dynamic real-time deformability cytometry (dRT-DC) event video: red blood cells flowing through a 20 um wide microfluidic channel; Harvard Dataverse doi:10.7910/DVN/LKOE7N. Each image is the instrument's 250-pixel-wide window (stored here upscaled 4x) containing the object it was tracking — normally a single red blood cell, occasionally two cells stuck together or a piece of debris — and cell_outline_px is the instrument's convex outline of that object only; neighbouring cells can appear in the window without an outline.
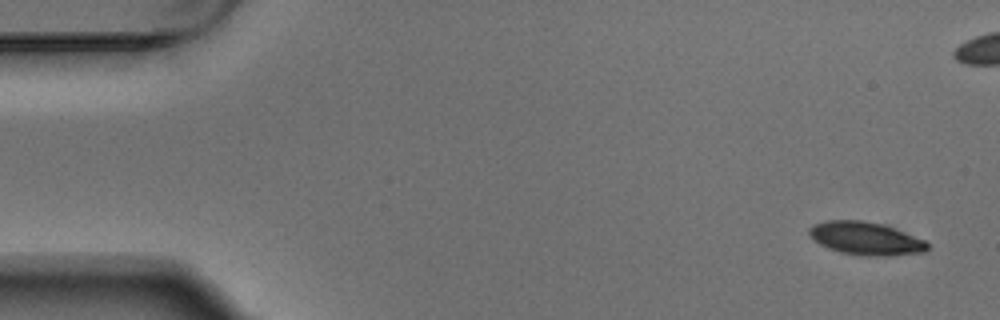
{"species": "Egyptian fruit bat (a non-hibernating species)", "species_latin": "Rousettus aegyptiacus", "temperature_condition": "warm", "stored_images_in_passage": 7, "camera_frame_rate_fps": 3000, "um_per_image_px": 0.085, "animal": {"sex": "male"}, "frame": {"image": 1, "passage_image": 1, "time_ms": 0.0, "image_size_px": [1000, 320], "cell_outline_px": [[928, 248], [924, 252], [884, 256], [860, 256], [840, 252], [828, 248], [820, 244], [808, 232], [808, 228], [812, 224], [824, 220], [860, 220], [880, 224], [892, 228], [924, 240], [928, 244]], "centroid_in_image_um": [73.53, 20.27], "position_along_channel_um": 11.5, "area_um2": 22.48}}
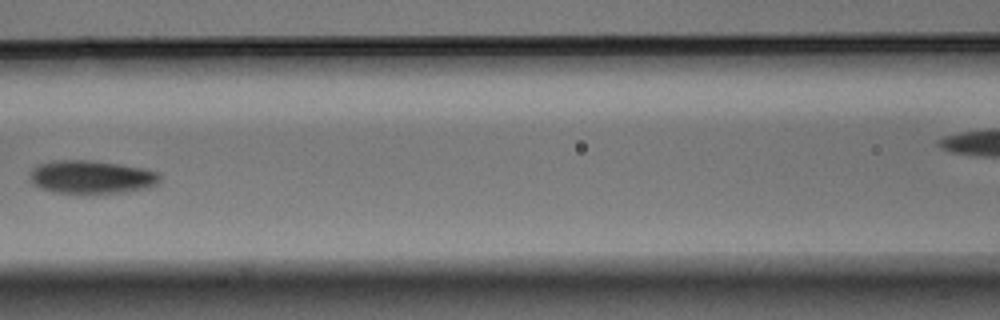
{"frame": {"image": 2, "passage_image": 6, "time_ms": 1.667, "image_size_px": [1000, 320], "cell_outline_px": [[160, 180], [156, 184], [148, 188], [124, 192], [84, 196], [52, 192], [40, 188], [32, 184], [28, 180], [28, 176], [32, 168], [36, 164], [52, 160], [92, 160], [144, 168], [160, 172]], "centroid_in_image_um": [7.71, 15.08], "position_along_channel_um": 158.9, "area_um2": 26.36}}
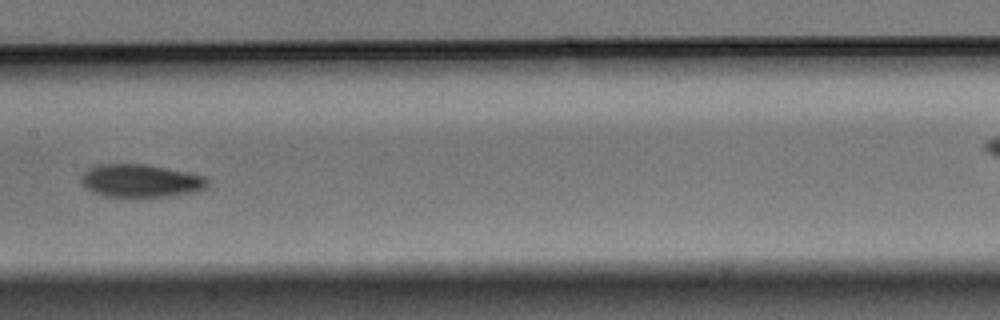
{"frame": {"image": 3, "passage_image": 7, "time_ms": 2.0, "image_size_px": [1000, 320], "cell_outline_px": [[208, 188], [196, 192], [140, 200], [132, 200], [104, 196], [92, 192], [80, 180], [80, 176], [88, 168], [96, 164], [144, 164], [188, 172], [204, 176], [208, 180]], "centroid_in_image_um": [11.95, 15.42], "position_along_channel_um": 195.4, "area_um2": 25.26}}